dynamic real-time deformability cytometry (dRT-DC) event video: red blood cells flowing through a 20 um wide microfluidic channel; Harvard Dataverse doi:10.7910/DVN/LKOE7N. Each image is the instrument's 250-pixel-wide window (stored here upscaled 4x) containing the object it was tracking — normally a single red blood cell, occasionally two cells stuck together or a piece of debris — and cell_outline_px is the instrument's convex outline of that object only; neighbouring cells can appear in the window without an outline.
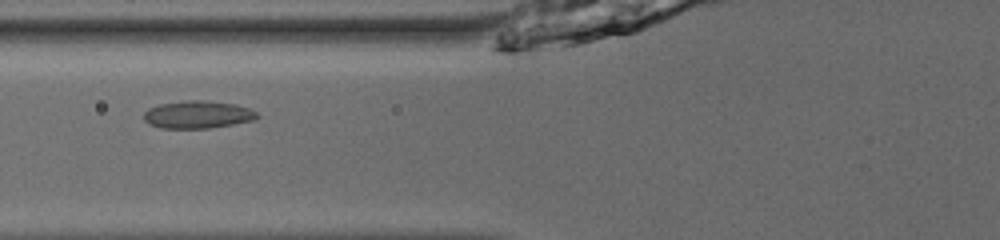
{"species": "common noctule bat (a hibernating species)", "species_latin": "Nyctalus noctula", "temperature_condition": "room temperature", "stored_images_in_passage": 34, "camera_frame_rate_fps": 3000, "um_per_image_px": 0.085, "animal": {"sex": "male", "body_mass_g": 13.0, "forearm_length_mm": 53.1}, "frame": {"image": 1, "passage_image": 4, "time_ms": 1.0, "image_size_px": [1000, 240], "cell_outline_px": [[260, 116], [256, 120], [208, 128], [160, 128], [148, 124], [144, 120], [144, 112], [148, 108], [160, 104], [188, 100], [200, 100], [236, 104], [248, 108], [256, 112]], "centroid_in_image_um": [16.8, 9.74], "position_along_channel_um": 109.0, "area_um2": 18.21}}
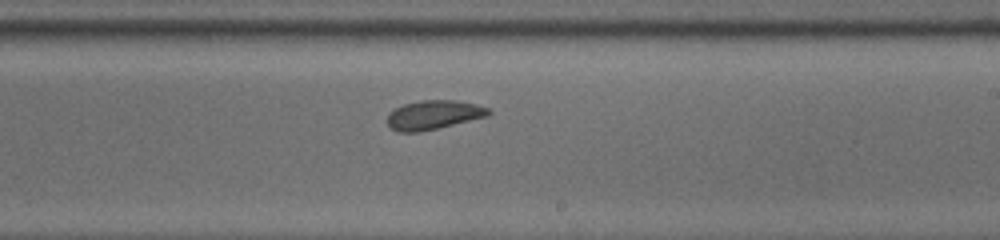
{"frame": {"image": 2, "passage_image": 15, "time_ms": 4.667, "image_size_px": [1000, 240], "cell_outline_px": [[492, 112], [488, 116], [420, 132], [400, 132], [392, 128], [388, 124], [388, 116], [396, 108], [404, 104], [420, 100], [456, 100], [476, 104], [488, 108]], "centroid_in_image_um": [36.89, 9.76], "position_along_channel_um": 252.1, "area_um2": 16.94}}
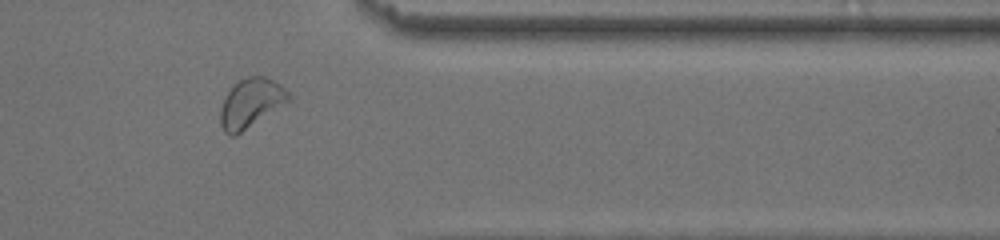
{"frame": {"image": 3, "passage_image": 26, "time_ms": 8.333, "image_size_px": [1000, 240], "cell_outline_px": [[292, 100], [240, 132], [232, 136], [228, 136], [224, 132], [220, 124], [220, 108], [228, 92], [240, 80], [248, 76], [264, 76], [280, 84], [292, 92]], "centroid_in_image_um": [21.37, 8.75], "position_along_channel_um": 390.0, "area_um2": 19.42}, "authors_computed_cell_mechanics": {"area_um2": 17.5423, "velocity_mm_per_s": 3.8989, "shape_relaxation_time_tau1_ms": 2.6725, "shape_relaxation_time_tau2_ms": 2.0234, "deformation_change_tau1": 0.076, "deformation_change_tau2": 0.0748}}